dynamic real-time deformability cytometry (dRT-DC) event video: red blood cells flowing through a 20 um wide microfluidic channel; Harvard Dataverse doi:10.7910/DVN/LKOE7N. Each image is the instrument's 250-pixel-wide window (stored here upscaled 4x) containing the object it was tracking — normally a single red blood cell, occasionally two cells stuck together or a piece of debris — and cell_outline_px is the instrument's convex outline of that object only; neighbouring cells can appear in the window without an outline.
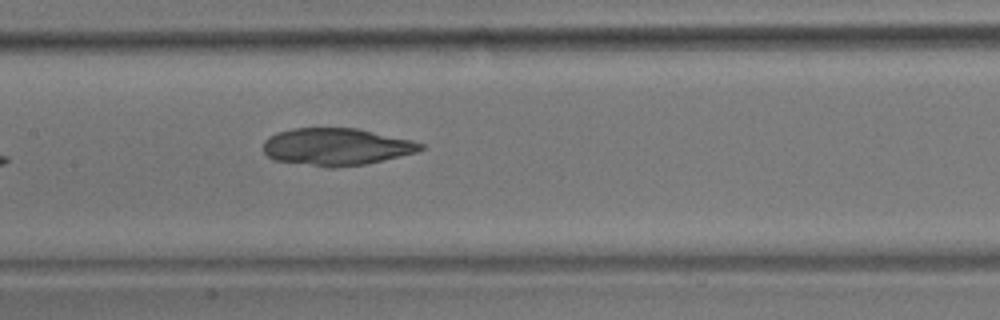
{"species": "common noctule bat (a hibernating species)", "species_latin": "Nyctalus noctula", "temperature_condition": "room temperature", "stored_images_in_passage": 6, "camera_frame_rate_fps": 3000, "um_per_image_px": 0.085, "animal": {"sex": "male", "body_mass_g": 17.9}, "frame": {"image": 1, "passage_image": 6, "time_ms": 5.667, "image_size_px": [1000, 320], "cell_outline_px": [[424, 148], [416, 152], [364, 164], [336, 168], [328, 168], [276, 160], [268, 156], [264, 152], [264, 140], [268, 136], [276, 132], [292, 128], [356, 128], [412, 140], [424, 144]], "centroid_in_image_um": [28.56, 12.47], "position_along_channel_um": 178.8, "area_um2": 34.04}}